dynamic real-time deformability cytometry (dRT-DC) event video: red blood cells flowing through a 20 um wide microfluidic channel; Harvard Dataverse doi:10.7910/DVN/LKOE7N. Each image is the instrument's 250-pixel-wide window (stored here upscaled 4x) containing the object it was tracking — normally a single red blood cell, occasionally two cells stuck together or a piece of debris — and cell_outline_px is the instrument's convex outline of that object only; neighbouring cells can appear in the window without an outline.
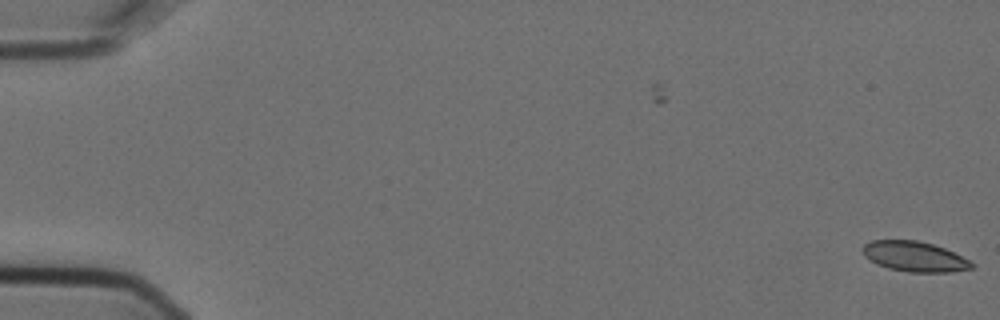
{"species": "Egyptian fruit bat (a non-hibernating species)", "species_latin": "Rousettus aegyptiacus", "temperature_condition": "cold", "stored_images_in_passage": 2, "camera_frame_rate_fps": 3000, "um_per_image_px": 0.085, "animal": {"sex": "female"}, "frame": {"image": 1, "passage_image": 2, "time_ms": 0.333, "image_size_px": [1000, 320], "cell_outline_px": [[976, 264], [972, 268], [952, 272], [908, 272], [888, 268], [876, 264], [864, 256], [860, 248], [864, 244], [872, 240], [916, 240], [932, 244], [944, 248]], "centroid_in_image_um": [77.69, 21.81], "position_along_channel_um": 7.3, "area_um2": 19.19}}